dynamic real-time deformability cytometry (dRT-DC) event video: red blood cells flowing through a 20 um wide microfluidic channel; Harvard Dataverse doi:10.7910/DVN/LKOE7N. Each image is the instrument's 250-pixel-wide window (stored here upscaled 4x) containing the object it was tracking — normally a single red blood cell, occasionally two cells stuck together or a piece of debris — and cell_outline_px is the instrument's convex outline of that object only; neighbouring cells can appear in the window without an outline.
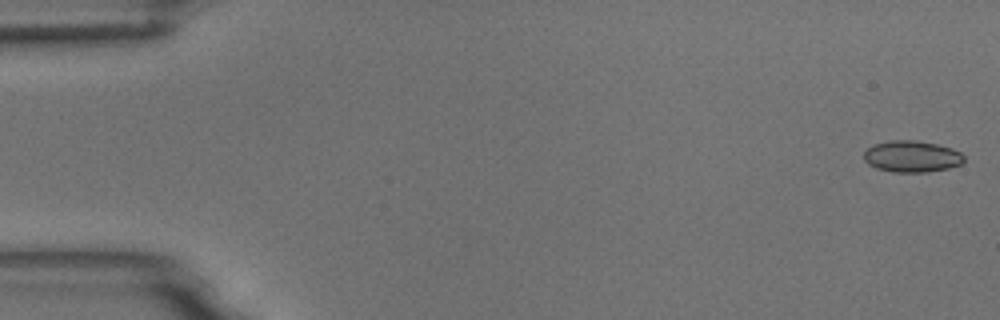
{"species": "common noctule bat (a hibernating species)", "species_latin": "Nyctalus noctula", "temperature_condition": "room temperature", "stored_images_in_passage": 55, "camera_frame_rate_fps": 3000, "um_per_image_px": 0.085, "animal": {"sex": "male", "body_mass_g": 18.8}, "frame": {"image": 1, "passage_image": 1, "time_ms": 0.0, "image_size_px": [1000, 320], "cell_outline_px": [[964, 160], [960, 164], [948, 168], [928, 172], [892, 172], [876, 168], [868, 164], [864, 160], [864, 152], [868, 148], [876, 144], [892, 140], [916, 140], [936, 144], [952, 148], [960, 152], [964, 156]], "centroid_in_image_um": [77.5, 13.3], "position_along_channel_um": 7.5, "area_um2": 18.32}}
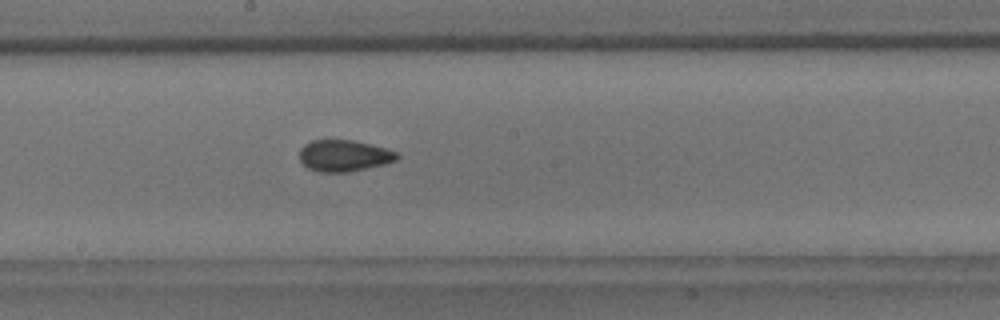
{"frame": {"image": 2, "passage_image": 30, "time_ms": 9.667, "image_size_px": [1000, 320], "cell_outline_px": [[400, 156], [396, 160], [384, 164], [348, 172], [320, 172], [308, 168], [300, 160], [300, 148], [304, 144], [312, 140], [352, 140], [384, 148], [396, 152]], "centroid_in_image_um": [29.21, 13.23], "position_along_channel_um": 219.0, "area_um2": 17.69}}
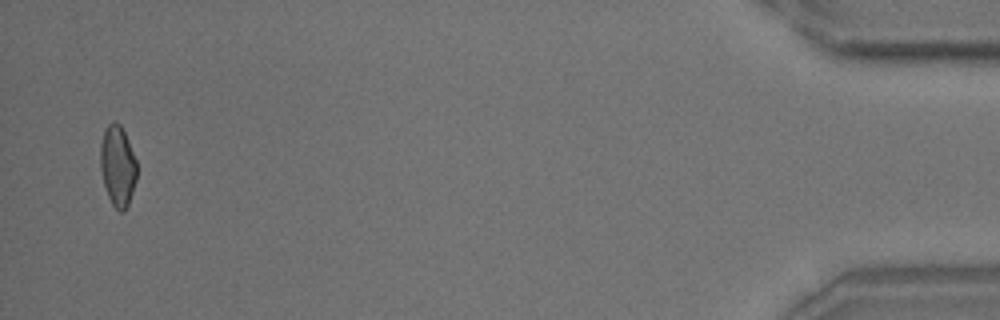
{"frame": {"image": 3, "passage_image": 54, "time_ms": 17.667, "image_size_px": [1000, 320], "cell_outline_px": [[136, 180], [128, 204], [124, 212], [120, 212], [112, 204], [108, 196], [104, 184], [100, 168], [100, 144], [104, 132], [108, 124], [112, 120], [120, 124], [124, 132], [136, 160]], "centroid_in_image_um": [9.99, 14.1], "position_along_channel_um": 425.2, "area_um2": 16.99}, "authors_computed_cell_mechanics": {"area_um2": 17.7446, "velocity_mm_per_s": 3.6469, "shape_relaxation_time_tau1_ms": null, "shape_relaxation_time_tau2_ms": 1.9292, "deformation_change_tau1": null, "deformation_change_tau2": 0.0642}}